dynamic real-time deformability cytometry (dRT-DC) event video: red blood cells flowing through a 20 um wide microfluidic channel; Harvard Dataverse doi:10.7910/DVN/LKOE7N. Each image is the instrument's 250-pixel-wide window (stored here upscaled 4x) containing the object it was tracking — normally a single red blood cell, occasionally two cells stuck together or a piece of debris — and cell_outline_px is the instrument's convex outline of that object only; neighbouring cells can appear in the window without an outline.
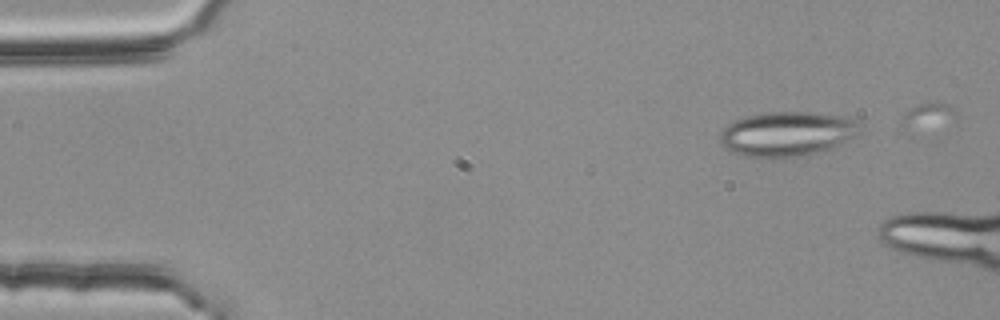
{"species": "common noctule bat (a hibernating species)", "species_latin": "Nyctalus noctula", "temperature_condition": "room temperature", "stored_images_in_passage": 4, "camera_frame_rate_fps": 3000, "um_per_image_px": 0.085, "animal": {"sex": "female", "body_mass_g": 25.1}, "frame": {"image": 1, "passage_image": 2, "time_ms": 0.333, "image_size_px": [1000, 320], "cell_outline_px": [[864, 124], [860, 132], [856, 136], [828, 148], [816, 152], [800, 156], [748, 156], [732, 152], [724, 148], [720, 140], [720, 132], [728, 124], [736, 120], [748, 116], [764, 112], [816, 112], [852, 116], [860, 120]], "centroid_in_image_um": [66.99, 11.33], "position_along_channel_um": 18.0, "area_um2": 36.41}}